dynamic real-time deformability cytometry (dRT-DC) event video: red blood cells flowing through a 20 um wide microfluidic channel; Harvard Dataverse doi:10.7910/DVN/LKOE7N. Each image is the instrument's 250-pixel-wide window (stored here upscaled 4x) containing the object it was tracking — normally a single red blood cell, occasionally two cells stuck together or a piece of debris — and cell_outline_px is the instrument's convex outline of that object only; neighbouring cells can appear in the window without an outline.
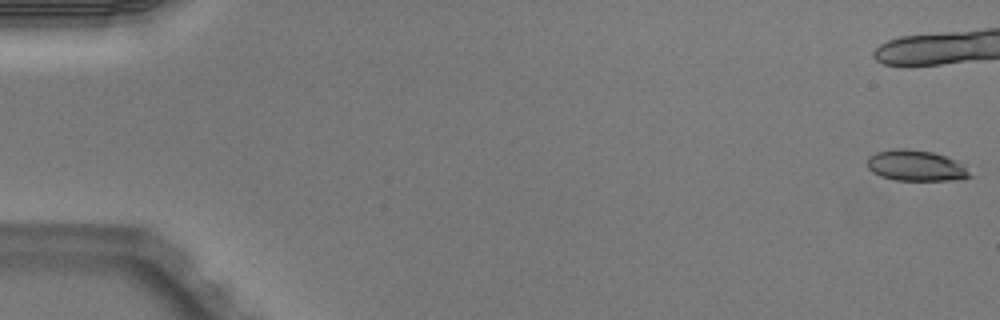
{"species": "Egyptian fruit bat (a non-hibernating species)", "species_latin": "Rousettus aegyptiacus", "temperature_condition": "warm", "stored_images_in_passage": 5, "camera_frame_rate_fps": 3000, "um_per_image_px": 0.085, "animal": {"sex": "male"}, "frame": {"image": 1, "passage_image": 1, "time_ms": 0.0, "image_size_px": [1000, 320], "cell_outline_px": [[976, 176], [964, 180], [896, 180], [880, 176], [872, 172], [868, 168], [868, 156], [876, 152], [896, 148], [908, 148], [932, 152], [956, 160]], "centroid_in_image_um": [77.89, 14.09], "position_along_channel_um": 7.1, "area_um2": 18.67}}